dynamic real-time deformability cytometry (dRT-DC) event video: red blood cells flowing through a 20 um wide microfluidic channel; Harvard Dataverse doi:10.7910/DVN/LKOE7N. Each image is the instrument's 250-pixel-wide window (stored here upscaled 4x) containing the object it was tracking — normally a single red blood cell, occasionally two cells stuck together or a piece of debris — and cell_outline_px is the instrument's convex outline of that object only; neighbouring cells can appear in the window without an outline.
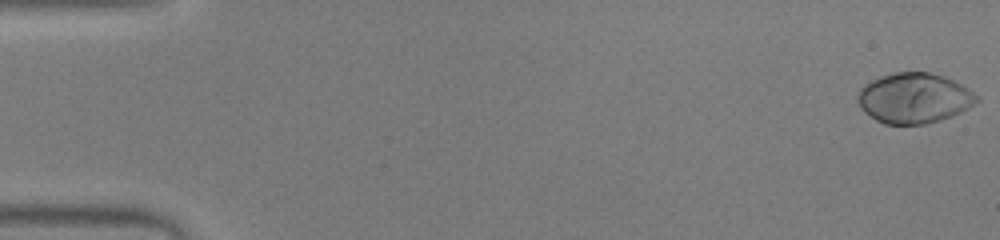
{"species": "human", "species_latin": "Homo sapiens", "temperature_condition": "warm", "stored_images_in_passage": 53, "camera_frame_rate_fps": 3000, "um_per_image_px": 0.085, "donor": {"sex": "male"}, "frame": {"image": 1, "passage_image": 1, "time_ms": 0.0, "image_size_px": [1000, 240], "cell_outline_px": [[980, 100], [968, 108], [952, 116], [940, 120], [924, 124], [884, 124], [876, 120], [864, 112], [860, 108], [856, 100], [856, 96], [860, 88], [864, 84], [880, 76], [896, 72], [928, 72], [944, 76], [968, 88], [980, 96]], "centroid_in_image_um": [77.68, 8.34], "position_along_channel_um": 7.3, "area_um2": 35.08}}
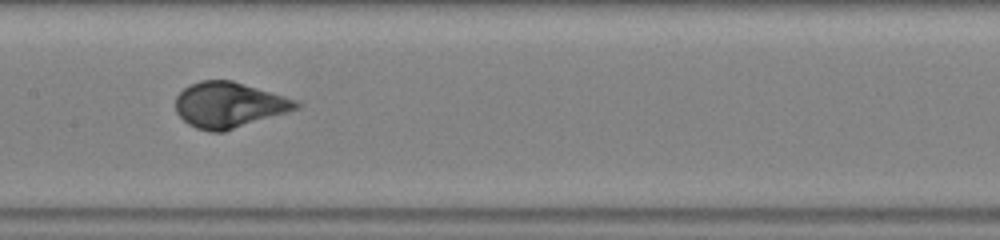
{"frame": {"image": 2, "passage_image": 27, "time_ms": 8.667, "image_size_px": [1000, 240], "cell_outline_px": [[300, 108], [288, 112], [224, 132], [212, 132], [196, 128], [188, 124], [176, 112], [176, 96], [184, 88], [200, 80], [232, 80], [284, 96], [296, 100], [300, 104]], "centroid_in_image_um": [19.46, 8.93], "position_along_channel_um": 187.9, "area_um2": 31.91}}
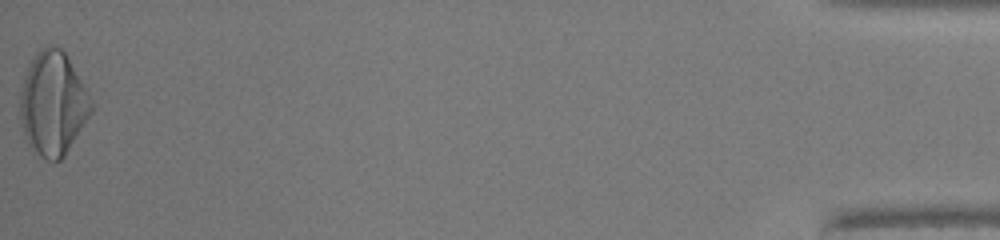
{"frame": {"image": 3, "passage_image": 53, "time_ms": 17.333, "image_size_px": [1000, 240], "cell_outline_px": [[96, 104], [92, 112], [64, 156], [60, 160], [48, 160], [40, 156], [28, 144], [24, 136], [20, 116], [20, 92], [24, 76], [32, 60], [40, 48], [48, 44], [60, 48], [68, 56]], "centroid_in_image_um": [4.53, 8.79], "position_along_channel_um": 430.7, "area_um2": 43.18}, "authors_computed_cell_mechanics": {"area_um2": 33.235, "velocity_mm_per_s": 3.9338, "shape_relaxation_time_tau1_ms": 3.4317, "shape_relaxation_time_tau2_ms": null, "deformation_change_tau1": 0.2112, "deformation_change_tau2": null}}